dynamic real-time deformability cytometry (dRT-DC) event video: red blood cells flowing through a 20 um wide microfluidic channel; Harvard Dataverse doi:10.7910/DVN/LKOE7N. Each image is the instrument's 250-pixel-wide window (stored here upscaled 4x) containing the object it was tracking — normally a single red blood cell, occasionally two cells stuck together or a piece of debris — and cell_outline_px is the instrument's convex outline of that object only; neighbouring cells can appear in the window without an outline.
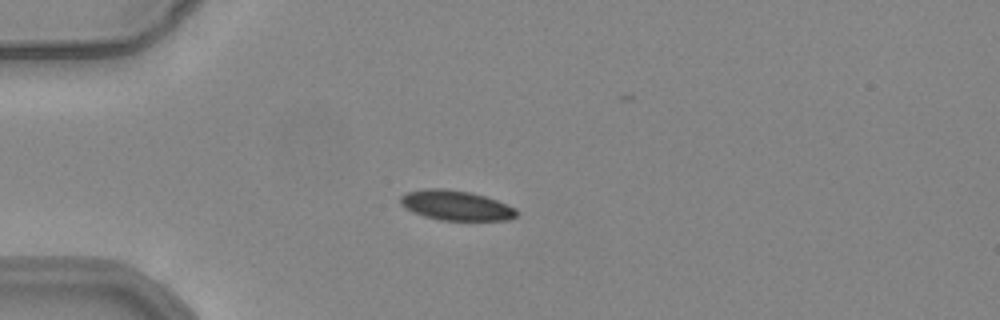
{"species": "common noctule bat (a hibernating species)", "species_latin": "Nyctalus noctula", "temperature_condition": "warm", "stored_images_in_passage": 41, "camera_frame_rate_fps": 3000, "um_per_image_px": 0.085, "animal": {"sex": "female", "body_mass_g": 24.6, "forearm_length_mm": 56.2}, "frame": {"image": 1, "passage_image": 1, "time_ms": 0.0, "image_size_px": [1000, 320], "cell_outline_px": [[516, 216], [508, 220], [440, 220], [424, 216], [400, 204], [400, 196], [408, 192], [424, 188], [444, 188], [472, 192], [496, 200], [516, 208]], "centroid_in_image_um": [38.76, 17.45], "position_along_channel_um": 46.2, "area_um2": 20.06}}
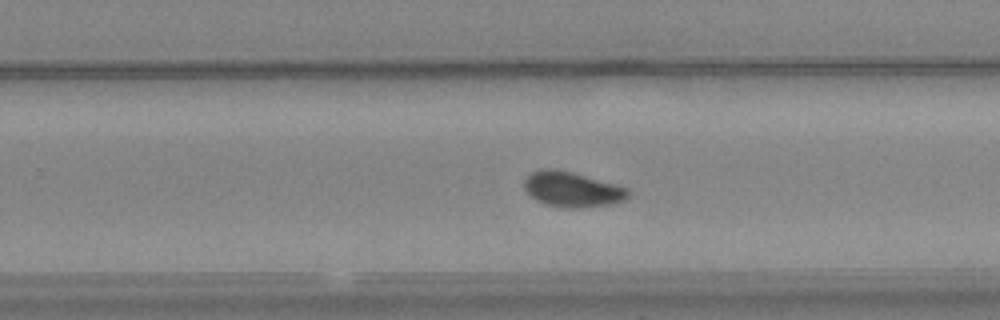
{"frame": {"image": 2, "passage_image": 21, "time_ms": 6.667, "image_size_px": [1000, 320], "cell_outline_px": [[628, 196], [624, 200], [612, 204], [580, 208], [564, 208], [544, 204], [536, 200], [524, 188], [524, 180], [532, 172], [540, 168], [552, 168], [572, 172], [616, 184], [628, 188]], "centroid_in_image_um": [48.62, 16.1], "position_along_channel_um": 281.2, "area_um2": 21.33}}
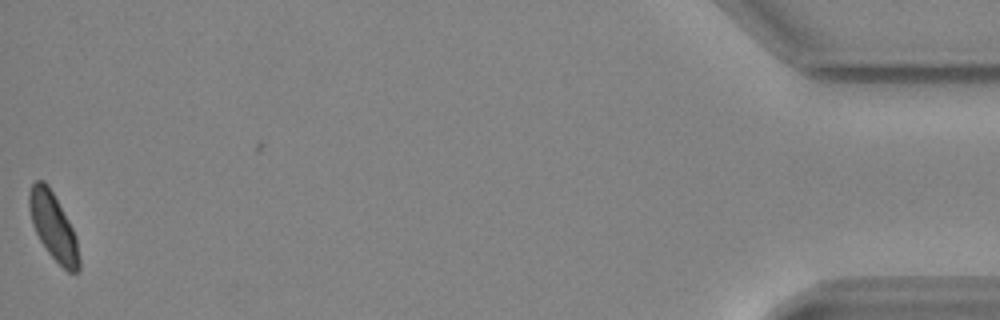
{"frame": {"image": 3, "passage_image": 40, "time_ms": 13.0, "image_size_px": [1000, 320], "cell_outline_px": [[80, 272], [68, 272], [48, 252], [40, 240], [32, 224], [28, 208], [28, 192], [32, 184], [36, 180], [44, 180], [48, 184], [68, 220], [76, 236], [80, 260]], "centroid_in_image_um": [4.52, 19.24], "position_along_channel_um": 430.7, "area_um2": 19.42}, "authors_computed_cell_mechanics": {"area_um2": 20.519, "velocity_mm_per_s": 3.8802, "shape_relaxation_time_tau1_ms": 7.7238, "shape_relaxation_time_tau2_ms": 4.8026, "deformation_change_tau1": 0.1404, "deformation_change_tau2": 0.0773}}